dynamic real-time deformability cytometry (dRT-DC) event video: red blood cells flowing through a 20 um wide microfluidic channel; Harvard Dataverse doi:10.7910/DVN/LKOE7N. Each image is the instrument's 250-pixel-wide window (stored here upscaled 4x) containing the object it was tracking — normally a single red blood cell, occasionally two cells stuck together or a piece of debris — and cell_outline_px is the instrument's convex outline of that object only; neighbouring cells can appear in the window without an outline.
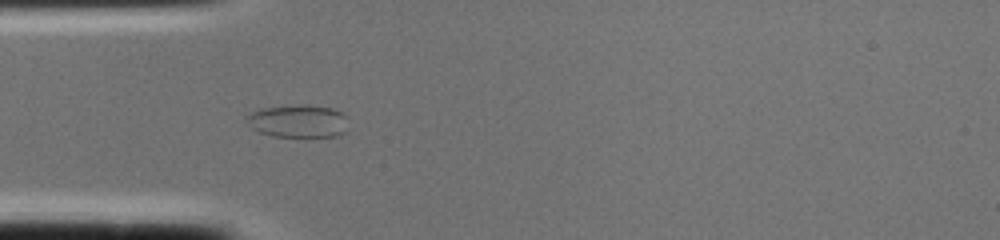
{"species": "common noctule bat (a hibernating species)", "species_latin": "Nyctalus noctula", "temperature_condition": "cold", "stored_images_in_passage": 2, "camera_frame_rate_fps": 3000, "um_per_image_px": 0.085, "animal": {"sex": "female", "body_mass_g": 22.0, "forearm_length_mm": 56.7}, "frame": {"image": 1, "passage_image": 2, "time_ms": 0.333, "image_size_px": [1000, 240], "cell_outline_px": [[348, 116], [344, 132], [336, 136], [272, 136], [260, 132], [252, 128], [248, 120], [248, 116], [252, 112], [260, 108], [300, 104], [308, 104], [332, 108], [344, 112]], "centroid_in_image_um": [25.39, 10.27], "position_along_channel_um": 59.6, "area_um2": 19.42}}